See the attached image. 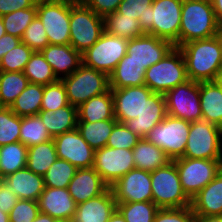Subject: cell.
I'll list each match as a JSON object with an SVG mask.
<instances>
[{
  "label": "cell",
  "mask_w": 222,
  "mask_h": 222,
  "mask_svg": "<svg viewBox=\"0 0 222 222\" xmlns=\"http://www.w3.org/2000/svg\"><path fill=\"white\" fill-rule=\"evenodd\" d=\"M178 48L183 54L189 80L215 81L221 73L222 39L219 34L189 41Z\"/></svg>",
  "instance_id": "1"
},
{
  "label": "cell",
  "mask_w": 222,
  "mask_h": 222,
  "mask_svg": "<svg viewBox=\"0 0 222 222\" xmlns=\"http://www.w3.org/2000/svg\"><path fill=\"white\" fill-rule=\"evenodd\" d=\"M219 27L209 0H183L179 47L189 41L216 36Z\"/></svg>",
  "instance_id": "2"
},
{
  "label": "cell",
  "mask_w": 222,
  "mask_h": 222,
  "mask_svg": "<svg viewBox=\"0 0 222 222\" xmlns=\"http://www.w3.org/2000/svg\"><path fill=\"white\" fill-rule=\"evenodd\" d=\"M182 4L183 0H153L144 20H138L141 29L179 47Z\"/></svg>",
  "instance_id": "3"
},
{
  "label": "cell",
  "mask_w": 222,
  "mask_h": 222,
  "mask_svg": "<svg viewBox=\"0 0 222 222\" xmlns=\"http://www.w3.org/2000/svg\"><path fill=\"white\" fill-rule=\"evenodd\" d=\"M188 79L181 50L174 47L163 59L145 71L144 85L152 92L166 94L170 89Z\"/></svg>",
  "instance_id": "4"
},
{
  "label": "cell",
  "mask_w": 222,
  "mask_h": 222,
  "mask_svg": "<svg viewBox=\"0 0 222 222\" xmlns=\"http://www.w3.org/2000/svg\"><path fill=\"white\" fill-rule=\"evenodd\" d=\"M152 201L158 208L191 206V199L182 189L176 164L173 160L151 172Z\"/></svg>",
  "instance_id": "5"
},
{
  "label": "cell",
  "mask_w": 222,
  "mask_h": 222,
  "mask_svg": "<svg viewBox=\"0 0 222 222\" xmlns=\"http://www.w3.org/2000/svg\"><path fill=\"white\" fill-rule=\"evenodd\" d=\"M70 105L79 107L92 97L107 92L109 76L83 63L71 75L61 78Z\"/></svg>",
  "instance_id": "6"
},
{
  "label": "cell",
  "mask_w": 222,
  "mask_h": 222,
  "mask_svg": "<svg viewBox=\"0 0 222 222\" xmlns=\"http://www.w3.org/2000/svg\"><path fill=\"white\" fill-rule=\"evenodd\" d=\"M104 18L87 6H70V42L81 54L89 49L101 37Z\"/></svg>",
  "instance_id": "7"
},
{
  "label": "cell",
  "mask_w": 222,
  "mask_h": 222,
  "mask_svg": "<svg viewBox=\"0 0 222 222\" xmlns=\"http://www.w3.org/2000/svg\"><path fill=\"white\" fill-rule=\"evenodd\" d=\"M189 130V121L167 114L160 124L150 130L146 139L160 147L171 160H174L184 155Z\"/></svg>",
  "instance_id": "8"
},
{
  "label": "cell",
  "mask_w": 222,
  "mask_h": 222,
  "mask_svg": "<svg viewBox=\"0 0 222 222\" xmlns=\"http://www.w3.org/2000/svg\"><path fill=\"white\" fill-rule=\"evenodd\" d=\"M128 40L104 31L96 43L82 53V63L108 76L127 54Z\"/></svg>",
  "instance_id": "9"
},
{
  "label": "cell",
  "mask_w": 222,
  "mask_h": 222,
  "mask_svg": "<svg viewBox=\"0 0 222 222\" xmlns=\"http://www.w3.org/2000/svg\"><path fill=\"white\" fill-rule=\"evenodd\" d=\"M222 129L204 120L190 122L185 153L182 157L218 160Z\"/></svg>",
  "instance_id": "10"
},
{
  "label": "cell",
  "mask_w": 222,
  "mask_h": 222,
  "mask_svg": "<svg viewBox=\"0 0 222 222\" xmlns=\"http://www.w3.org/2000/svg\"><path fill=\"white\" fill-rule=\"evenodd\" d=\"M37 16L53 45L70 42V6L61 0H37Z\"/></svg>",
  "instance_id": "11"
},
{
  "label": "cell",
  "mask_w": 222,
  "mask_h": 222,
  "mask_svg": "<svg viewBox=\"0 0 222 222\" xmlns=\"http://www.w3.org/2000/svg\"><path fill=\"white\" fill-rule=\"evenodd\" d=\"M176 164L183 191L192 199L220 172L218 160L179 157Z\"/></svg>",
  "instance_id": "12"
},
{
  "label": "cell",
  "mask_w": 222,
  "mask_h": 222,
  "mask_svg": "<svg viewBox=\"0 0 222 222\" xmlns=\"http://www.w3.org/2000/svg\"><path fill=\"white\" fill-rule=\"evenodd\" d=\"M164 96L168 115L189 122L202 120L199 82L187 80L170 89Z\"/></svg>",
  "instance_id": "13"
},
{
  "label": "cell",
  "mask_w": 222,
  "mask_h": 222,
  "mask_svg": "<svg viewBox=\"0 0 222 222\" xmlns=\"http://www.w3.org/2000/svg\"><path fill=\"white\" fill-rule=\"evenodd\" d=\"M93 168L111 187L123 175L135 168L132 150L107 146L95 150Z\"/></svg>",
  "instance_id": "14"
},
{
  "label": "cell",
  "mask_w": 222,
  "mask_h": 222,
  "mask_svg": "<svg viewBox=\"0 0 222 222\" xmlns=\"http://www.w3.org/2000/svg\"><path fill=\"white\" fill-rule=\"evenodd\" d=\"M110 188L116 203L152 201L151 172L134 168Z\"/></svg>",
  "instance_id": "15"
},
{
  "label": "cell",
  "mask_w": 222,
  "mask_h": 222,
  "mask_svg": "<svg viewBox=\"0 0 222 222\" xmlns=\"http://www.w3.org/2000/svg\"><path fill=\"white\" fill-rule=\"evenodd\" d=\"M53 141L59 159L67 160L77 169L93 167L95 150L77 129L58 135Z\"/></svg>",
  "instance_id": "16"
},
{
  "label": "cell",
  "mask_w": 222,
  "mask_h": 222,
  "mask_svg": "<svg viewBox=\"0 0 222 222\" xmlns=\"http://www.w3.org/2000/svg\"><path fill=\"white\" fill-rule=\"evenodd\" d=\"M110 89L114 115L119 123L137 118L144 109L145 100L153 93L146 85Z\"/></svg>",
  "instance_id": "17"
},
{
  "label": "cell",
  "mask_w": 222,
  "mask_h": 222,
  "mask_svg": "<svg viewBox=\"0 0 222 222\" xmlns=\"http://www.w3.org/2000/svg\"><path fill=\"white\" fill-rule=\"evenodd\" d=\"M175 46L151 34H143L128 40L127 54L131 59L148 69L163 59Z\"/></svg>",
  "instance_id": "18"
},
{
  "label": "cell",
  "mask_w": 222,
  "mask_h": 222,
  "mask_svg": "<svg viewBox=\"0 0 222 222\" xmlns=\"http://www.w3.org/2000/svg\"><path fill=\"white\" fill-rule=\"evenodd\" d=\"M166 99L164 94L153 92L144 102V109L137 118L123 124L140 138H146L150 130L166 117Z\"/></svg>",
  "instance_id": "19"
},
{
  "label": "cell",
  "mask_w": 222,
  "mask_h": 222,
  "mask_svg": "<svg viewBox=\"0 0 222 222\" xmlns=\"http://www.w3.org/2000/svg\"><path fill=\"white\" fill-rule=\"evenodd\" d=\"M38 204L39 212L48 214L56 220L73 221L77 207L68 188L45 187Z\"/></svg>",
  "instance_id": "20"
},
{
  "label": "cell",
  "mask_w": 222,
  "mask_h": 222,
  "mask_svg": "<svg viewBox=\"0 0 222 222\" xmlns=\"http://www.w3.org/2000/svg\"><path fill=\"white\" fill-rule=\"evenodd\" d=\"M109 186L93 167L77 169L69 183L68 190L76 204L103 194Z\"/></svg>",
  "instance_id": "21"
},
{
  "label": "cell",
  "mask_w": 222,
  "mask_h": 222,
  "mask_svg": "<svg viewBox=\"0 0 222 222\" xmlns=\"http://www.w3.org/2000/svg\"><path fill=\"white\" fill-rule=\"evenodd\" d=\"M40 52L50 64L59 80L71 75L82 64V54L75 50L70 44H48Z\"/></svg>",
  "instance_id": "22"
},
{
  "label": "cell",
  "mask_w": 222,
  "mask_h": 222,
  "mask_svg": "<svg viewBox=\"0 0 222 222\" xmlns=\"http://www.w3.org/2000/svg\"><path fill=\"white\" fill-rule=\"evenodd\" d=\"M116 209L117 203L109 187L100 196L77 204L73 222H108Z\"/></svg>",
  "instance_id": "23"
},
{
  "label": "cell",
  "mask_w": 222,
  "mask_h": 222,
  "mask_svg": "<svg viewBox=\"0 0 222 222\" xmlns=\"http://www.w3.org/2000/svg\"><path fill=\"white\" fill-rule=\"evenodd\" d=\"M2 181L19 199L38 201L45 188L44 177L27 167L4 177Z\"/></svg>",
  "instance_id": "24"
},
{
  "label": "cell",
  "mask_w": 222,
  "mask_h": 222,
  "mask_svg": "<svg viewBox=\"0 0 222 222\" xmlns=\"http://www.w3.org/2000/svg\"><path fill=\"white\" fill-rule=\"evenodd\" d=\"M191 207L195 216L222 215V173L191 199Z\"/></svg>",
  "instance_id": "25"
},
{
  "label": "cell",
  "mask_w": 222,
  "mask_h": 222,
  "mask_svg": "<svg viewBox=\"0 0 222 222\" xmlns=\"http://www.w3.org/2000/svg\"><path fill=\"white\" fill-rule=\"evenodd\" d=\"M202 120L222 129V89L216 81L199 82Z\"/></svg>",
  "instance_id": "26"
},
{
  "label": "cell",
  "mask_w": 222,
  "mask_h": 222,
  "mask_svg": "<svg viewBox=\"0 0 222 222\" xmlns=\"http://www.w3.org/2000/svg\"><path fill=\"white\" fill-rule=\"evenodd\" d=\"M52 138L77 129L78 107L67 105L54 112L40 110L38 113Z\"/></svg>",
  "instance_id": "27"
},
{
  "label": "cell",
  "mask_w": 222,
  "mask_h": 222,
  "mask_svg": "<svg viewBox=\"0 0 222 222\" xmlns=\"http://www.w3.org/2000/svg\"><path fill=\"white\" fill-rule=\"evenodd\" d=\"M145 67L126 54L109 75L110 88H125L144 85Z\"/></svg>",
  "instance_id": "28"
},
{
  "label": "cell",
  "mask_w": 222,
  "mask_h": 222,
  "mask_svg": "<svg viewBox=\"0 0 222 222\" xmlns=\"http://www.w3.org/2000/svg\"><path fill=\"white\" fill-rule=\"evenodd\" d=\"M116 119L111 89L92 97L78 107V122H97Z\"/></svg>",
  "instance_id": "29"
},
{
  "label": "cell",
  "mask_w": 222,
  "mask_h": 222,
  "mask_svg": "<svg viewBox=\"0 0 222 222\" xmlns=\"http://www.w3.org/2000/svg\"><path fill=\"white\" fill-rule=\"evenodd\" d=\"M132 154L135 168L148 172H153L171 161L160 147L149 142L146 138H141L138 141L132 149Z\"/></svg>",
  "instance_id": "30"
},
{
  "label": "cell",
  "mask_w": 222,
  "mask_h": 222,
  "mask_svg": "<svg viewBox=\"0 0 222 222\" xmlns=\"http://www.w3.org/2000/svg\"><path fill=\"white\" fill-rule=\"evenodd\" d=\"M117 123L116 119L97 122H77V130L94 150H98L106 146L113 127Z\"/></svg>",
  "instance_id": "31"
},
{
  "label": "cell",
  "mask_w": 222,
  "mask_h": 222,
  "mask_svg": "<svg viewBox=\"0 0 222 222\" xmlns=\"http://www.w3.org/2000/svg\"><path fill=\"white\" fill-rule=\"evenodd\" d=\"M53 139L28 147L26 167L32 172L44 176L57 159Z\"/></svg>",
  "instance_id": "32"
},
{
  "label": "cell",
  "mask_w": 222,
  "mask_h": 222,
  "mask_svg": "<svg viewBox=\"0 0 222 222\" xmlns=\"http://www.w3.org/2000/svg\"><path fill=\"white\" fill-rule=\"evenodd\" d=\"M28 147L20 141L0 146V177L26 167Z\"/></svg>",
  "instance_id": "33"
},
{
  "label": "cell",
  "mask_w": 222,
  "mask_h": 222,
  "mask_svg": "<svg viewBox=\"0 0 222 222\" xmlns=\"http://www.w3.org/2000/svg\"><path fill=\"white\" fill-rule=\"evenodd\" d=\"M43 92L44 85L29 83L9 108L20 117L38 115Z\"/></svg>",
  "instance_id": "34"
},
{
  "label": "cell",
  "mask_w": 222,
  "mask_h": 222,
  "mask_svg": "<svg viewBox=\"0 0 222 222\" xmlns=\"http://www.w3.org/2000/svg\"><path fill=\"white\" fill-rule=\"evenodd\" d=\"M104 28L109 34L127 40H131L145 34L137 19L125 16L117 11L104 17Z\"/></svg>",
  "instance_id": "35"
},
{
  "label": "cell",
  "mask_w": 222,
  "mask_h": 222,
  "mask_svg": "<svg viewBox=\"0 0 222 222\" xmlns=\"http://www.w3.org/2000/svg\"><path fill=\"white\" fill-rule=\"evenodd\" d=\"M29 83L24 72L0 71V107H10Z\"/></svg>",
  "instance_id": "36"
},
{
  "label": "cell",
  "mask_w": 222,
  "mask_h": 222,
  "mask_svg": "<svg viewBox=\"0 0 222 222\" xmlns=\"http://www.w3.org/2000/svg\"><path fill=\"white\" fill-rule=\"evenodd\" d=\"M20 142L27 147L47 142L53 138L39 115L21 117Z\"/></svg>",
  "instance_id": "37"
},
{
  "label": "cell",
  "mask_w": 222,
  "mask_h": 222,
  "mask_svg": "<svg viewBox=\"0 0 222 222\" xmlns=\"http://www.w3.org/2000/svg\"><path fill=\"white\" fill-rule=\"evenodd\" d=\"M23 72L30 83L48 85L59 80L40 51L33 52Z\"/></svg>",
  "instance_id": "38"
},
{
  "label": "cell",
  "mask_w": 222,
  "mask_h": 222,
  "mask_svg": "<svg viewBox=\"0 0 222 222\" xmlns=\"http://www.w3.org/2000/svg\"><path fill=\"white\" fill-rule=\"evenodd\" d=\"M158 209L153 201L117 203L126 222H153Z\"/></svg>",
  "instance_id": "39"
},
{
  "label": "cell",
  "mask_w": 222,
  "mask_h": 222,
  "mask_svg": "<svg viewBox=\"0 0 222 222\" xmlns=\"http://www.w3.org/2000/svg\"><path fill=\"white\" fill-rule=\"evenodd\" d=\"M77 168L67 160L57 158L44 177L45 187L68 188Z\"/></svg>",
  "instance_id": "40"
},
{
  "label": "cell",
  "mask_w": 222,
  "mask_h": 222,
  "mask_svg": "<svg viewBox=\"0 0 222 222\" xmlns=\"http://www.w3.org/2000/svg\"><path fill=\"white\" fill-rule=\"evenodd\" d=\"M37 15V3L30 8L19 9L1 16L6 33L21 38L25 29Z\"/></svg>",
  "instance_id": "41"
},
{
  "label": "cell",
  "mask_w": 222,
  "mask_h": 222,
  "mask_svg": "<svg viewBox=\"0 0 222 222\" xmlns=\"http://www.w3.org/2000/svg\"><path fill=\"white\" fill-rule=\"evenodd\" d=\"M21 117L9 107H0V146L20 141Z\"/></svg>",
  "instance_id": "42"
},
{
  "label": "cell",
  "mask_w": 222,
  "mask_h": 222,
  "mask_svg": "<svg viewBox=\"0 0 222 222\" xmlns=\"http://www.w3.org/2000/svg\"><path fill=\"white\" fill-rule=\"evenodd\" d=\"M33 50L23 42L8 51L0 61V71L23 72Z\"/></svg>",
  "instance_id": "43"
},
{
  "label": "cell",
  "mask_w": 222,
  "mask_h": 222,
  "mask_svg": "<svg viewBox=\"0 0 222 222\" xmlns=\"http://www.w3.org/2000/svg\"><path fill=\"white\" fill-rule=\"evenodd\" d=\"M69 104L66 88L62 80L44 85L41 110L54 112L57 109L65 107Z\"/></svg>",
  "instance_id": "44"
},
{
  "label": "cell",
  "mask_w": 222,
  "mask_h": 222,
  "mask_svg": "<svg viewBox=\"0 0 222 222\" xmlns=\"http://www.w3.org/2000/svg\"><path fill=\"white\" fill-rule=\"evenodd\" d=\"M21 41L33 51H41L50 44L42 21L37 15L25 29Z\"/></svg>",
  "instance_id": "45"
},
{
  "label": "cell",
  "mask_w": 222,
  "mask_h": 222,
  "mask_svg": "<svg viewBox=\"0 0 222 222\" xmlns=\"http://www.w3.org/2000/svg\"><path fill=\"white\" fill-rule=\"evenodd\" d=\"M141 138L129 130L123 123H117L108 138L107 147L132 150Z\"/></svg>",
  "instance_id": "46"
},
{
  "label": "cell",
  "mask_w": 222,
  "mask_h": 222,
  "mask_svg": "<svg viewBox=\"0 0 222 222\" xmlns=\"http://www.w3.org/2000/svg\"><path fill=\"white\" fill-rule=\"evenodd\" d=\"M38 213V201L19 199L9 213V219L10 222H32Z\"/></svg>",
  "instance_id": "47"
},
{
  "label": "cell",
  "mask_w": 222,
  "mask_h": 222,
  "mask_svg": "<svg viewBox=\"0 0 222 222\" xmlns=\"http://www.w3.org/2000/svg\"><path fill=\"white\" fill-rule=\"evenodd\" d=\"M153 222H196V216L191 206L159 208Z\"/></svg>",
  "instance_id": "48"
},
{
  "label": "cell",
  "mask_w": 222,
  "mask_h": 222,
  "mask_svg": "<svg viewBox=\"0 0 222 222\" xmlns=\"http://www.w3.org/2000/svg\"><path fill=\"white\" fill-rule=\"evenodd\" d=\"M153 0H123L118 6L117 12L137 20H144V15Z\"/></svg>",
  "instance_id": "49"
},
{
  "label": "cell",
  "mask_w": 222,
  "mask_h": 222,
  "mask_svg": "<svg viewBox=\"0 0 222 222\" xmlns=\"http://www.w3.org/2000/svg\"><path fill=\"white\" fill-rule=\"evenodd\" d=\"M123 0H89L87 7L103 18L115 11Z\"/></svg>",
  "instance_id": "50"
},
{
  "label": "cell",
  "mask_w": 222,
  "mask_h": 222,
  "mask_svg": "<svg viewBox=\"0 0 222 222\" xmlns=\"http://www.w3.org/2000/svg\"><path fill=\"white\" fill-rule=\"evenodd\" d=\"M19 198L10 188L1 180L0 181V210L5 213H10Z\"/></svg>",
  "instance_id": "51"
},
{
  "label": "cell",
  "mask_w": 222,
  "mask_h": 222,
  "mask_svg": "<svg viewBox=\"0 0 222 222\" xmlns=\"http://www.w3.org/2000/svg\"><path fill=\"white\" fill-rule=\"evenodd\" d=\"M37 0H0V17L19 9L33 7Z\"/></svg>",
  "instance_id": "52"
},
{
  "label": "cell",
  "mask_w": 222,
  "mask_h": 222,
  "mask_svg": "<svg viewBox=\"0 0 222 222\" xmlns=\"http://www.w3.org/2000/svg\"><path fill=\"white\" fill-rule=\"evenodd\" d=\"M21 38L10 35L6 33L0 38V61L3 56L14 47H16L19 43H21Z\"/></svg>",
  "instance_id": "53"
},
{
  "label": "cell",
  "mask_w": 222,
  "mask_h": 222,
  "mask_svg": "<svg viewBox=\"0 0 222 222\" xmlns=\"http://www.w3.org/2000/svg\"><path fill=\"white\" fill-rule=\"evenodd\" d=\"M213 6L216 19L220 25H222V0H210Z\"/></svg>",
  "instance_id": "54"
},
{
  "label": "cell",
  "mask_w": 222,
  "mask_h": 222,
  "mask_svg": "<svg viewBox=\"0 0 222 222\" xmlns=\"http://www.w3.org/2000/svg\"><path fill=\"white\" fill-rule=\"evenodd\" d=\"M196 222H222V215L196 216Z\"/></svg>",
  "instance_id": "55"
},
{
  "label": "cell",
  "mask_w": 222,
  "mask_h": 222,
  "mask_svg": "<svg viewBox=\"0 0 222 222\" xmlns=\"http://www.w3.org/2000/svg\"><path fill=\"white\" fill-rule=\"evenodd\" d=\"M32 222H56V219L52 218L48 214L39 212L37 217Z\"/></svg>",
  "instance_id": "56"
},
{
  "label": "cell",
  "mask_w": 222,
  "mask_h": 222,
  "mask_svg": "<svg viewBox=\"0 0 222 222\" xmlns=\"http://www.w3.org/2000/svg\"><path fill=\"white\" fill-rule=\"evenodd\" d=\"M69 6H86L89 0H61Z\"/></svg>",
  "instance_id": "57"
},
{
  "label": "cell",
  "mask_w": 222,
  "mask_h": 222,
  "mask_svg": "<svg viewBox=\"0 0 222 222\" xmlns=\"http://www.w3.org/2000/svg\"><path fill=\"white\" fill-rule=\"evenodd\" d=\"M108 222H126L121 213L116 209L115 212L111 215Z\"/></svg>",
  "instance_id": "58"
},
{
  "label": "cell",
  "mask_w": 222,
  "mask_h": 222,
  "mask_svg": "<svg viewBox=\"0 0 222 222\" xmlns=\"http://www.w3.org/2000/svg\"><path fill=\"white\" fill-rule=\"evenodd\" d=\"M0 222H10L9 214L0 210Z\"/></svg>",
  "instance_id": "59"
},
{
  "label": "cell",
  "mask_w": 222,
  "mask_h": 222,
  "mask_svg": "<svg viewBox=\"0 0 222 222\" xmlns=\"http://www.w3.org/2000/svg\"><path fill=\"white\" fill-rule=\"evenodd\" d=\"M6 34L2 18L0 17V38Z\"/></svg>",
  "instance_id": "60"
},
{
  "label": "cell",
  "mask_w": 222,
  "mask_h": 222,
  "mask_svg": "<svg viewBox=\"0 0 222 222\" xmlns=\"http://www.w3.org/2000/svg\"><path fill=\"white\" fill-rule=\"evenodd\" d=\"M218 162H219V171H220V173H222V145H221V149H220V153H219Z\"/></svg>",
  "instance_id": "61"
},
{
  "label": "cell",
  "mask_w": 222,
  "mask_h": 222,
  "mask_svg": "<svg viewBox=\"0 0 222 222\" xmlns=\"http://www.w3.org/2000/svg\"><path fill=\"white\" fill-rule=\"evenodd\" d=\"M215 81L218 83V85H219L220 88L222 89V73H220V74L218 75V77L216 78Z\"/></svg>",
  "instance_id": "62"
},
{
  "label": "cell",
  "mask_w": 222,
  "mask_h": 222,
  "mask_svg": "<svg viewBox=\"0 0 222 222\" xmlns=\"http://www.w3.org/2000/svg\"><path fill=\"white\" fill-rule=\"evenodd\" d=\"M219 36H220L221 39H222V25H220V27H219Z\"/></svg>",
  "instance_id": "63"
},
{
  "label": "cell",
  "mask_w": 222,
  "mask_h": 222,
  "mask_svg": "<svg viewBox=\"0 0 222 222\" xmlns=\"http://www.w3.org/2000/svg\"><path fill=\"white\" fill-rule=\"evenodd\" d=\"M56 222H73V221H70V220H56Z\"/></svg>",
  "instance_id": "64"
},
{
  "label": "cell",
  "mask_w": 222,
  "mask_h": 222,
  "mask_svg": "<svg viewBox=\"0 0 222 222\" xmlns=\"http://www.w3.org/2000/svg\"><path fill=\"white\" fill-rule=\"evenodd\" d=\"M221 73H222V55H221Z\"/></svg>",
  "instance_id": "65"
}]
</instances>
